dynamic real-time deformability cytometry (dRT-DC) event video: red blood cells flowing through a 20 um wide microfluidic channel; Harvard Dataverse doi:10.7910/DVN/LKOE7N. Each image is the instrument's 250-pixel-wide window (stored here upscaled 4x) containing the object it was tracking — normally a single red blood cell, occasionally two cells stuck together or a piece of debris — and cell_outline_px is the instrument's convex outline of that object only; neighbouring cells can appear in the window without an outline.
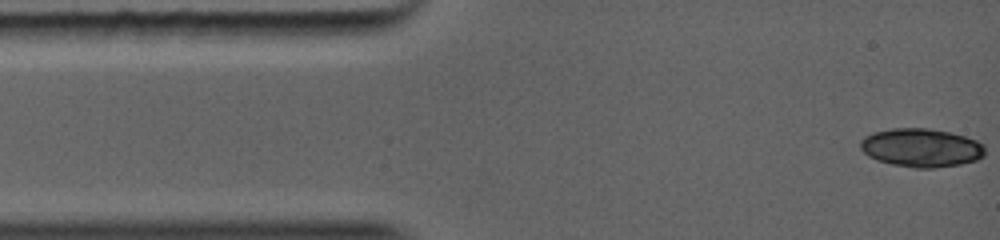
{"species": "common noctule bat (a hibernating species)", "species_latin": "Nyctalus noctula", "temperature_condition": "warm", "stored_images_in_passage": 6, "camera_frame_rate_fps": 5000, "um_per_image_px": 0.085, "animal": {"sex": "female", "body_mass_g": 19.0, "forearm_length_mm": 56.7}, "frame": {"image": 1, "passage_image": 1, "time_ms": 0.0, "image_size_px": [1000, 240], "cell_outline_px": [[984, 156], [976, 160], [960, 164], [932, 168], [912, 168], [892, 164], [876, 160], [868, 156], [860, 148], [860, 144], [868, 136], [876, 132], [900, 128], [920, 128], [948, 132], [964, 136], [980, 144], [984, 148]], "centroid_in_image_um": [78.3, 12.58], "position_along_channel_um": 6.7, "area_um2": 27.28}}
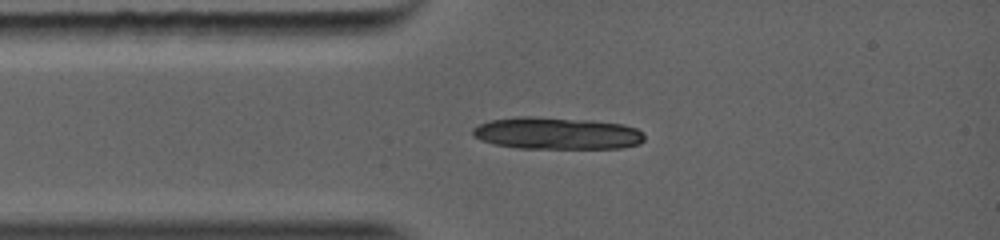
{"frame": {"image": 2, "passage_image": 6, "time_ms": 2.0, "image_size_px": [1000, 240], "cell_outline_px": [[644, 140], [640, 144], [620, 148], [516, 148], [492, 144], [476, 136], [472, 132], [480, 124], [492, 120], [564, 120], [620, 124], [636, 128], [644, 136]], "centroid_in_image_um": [47.42, 11.41], "position_along_channel_um": 37.6, "area_um2": 29.82}}